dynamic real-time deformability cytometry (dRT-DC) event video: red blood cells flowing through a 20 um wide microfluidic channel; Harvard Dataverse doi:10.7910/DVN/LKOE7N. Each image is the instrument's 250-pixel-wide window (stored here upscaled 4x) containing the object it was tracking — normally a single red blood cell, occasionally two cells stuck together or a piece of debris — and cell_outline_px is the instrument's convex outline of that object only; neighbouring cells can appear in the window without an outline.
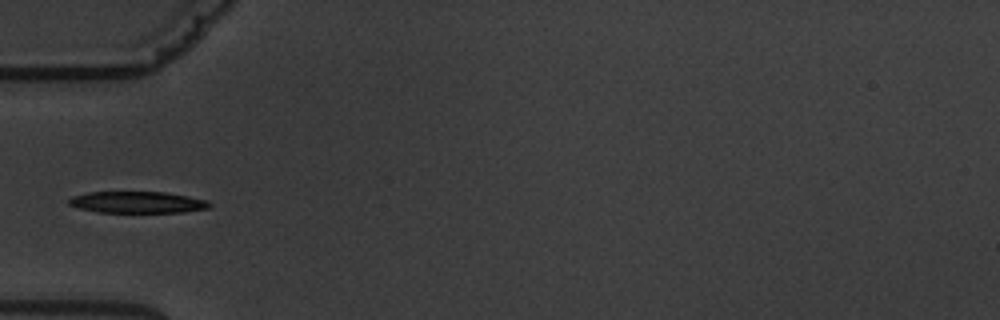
{"species": "common noctule bat (a hibernating species)", "species_latin": "Nyctalus noctula", "temperature_condition": "warm", "stored_images_in_passage": 6, "camera_frame_rate_fps": 3000, "um_per_image_px": 0.085, "animal": {"sex": "male", "body_mass_g": 19.5, "forearm_length_mm": 54.6}, "frame": {"image": 1, "passage_image": 6, "time_ms": 6.0, "image_size_px": [1000, 320], "cell_outline_px": [[212, 204], [208, 208], [184, 212], [100, 212], [80, 208], [68, 204], [68, 200], [72, 196], [88, 192], [164, 192], [188, 196], [208, 200]], "centroid_in_image_um": [11.7, 17.19], "position_along_channel_um": 73.3, "area_um2": 17.57}}